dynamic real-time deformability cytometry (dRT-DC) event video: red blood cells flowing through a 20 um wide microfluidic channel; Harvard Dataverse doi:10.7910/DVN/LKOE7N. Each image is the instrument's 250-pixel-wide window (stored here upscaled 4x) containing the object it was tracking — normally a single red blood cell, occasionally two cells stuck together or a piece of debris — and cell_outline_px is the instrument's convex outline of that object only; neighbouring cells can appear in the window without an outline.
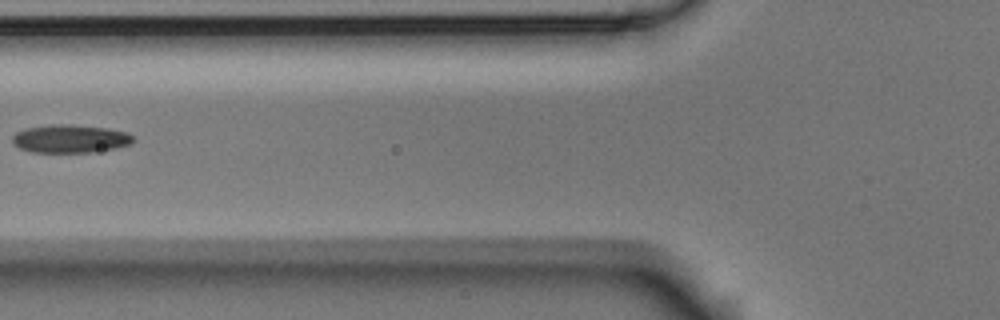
{"species": "Egyptian fruit bat (a non-hibernating species)", "species_latin": "Rousettus aegyptiacus", "temperature_condition": "room temperature", "stored_images_in_passage": 6, "camera_frame_rate_fps": 3000, "um_per_image_px": 0.085, "animal": {"sex": "male"}, "frame": {"image": 1, "passage_image": 6, "time_ms": 1.667, "image_size_px": [1000, 320], "cell_outline_px": [[132, 144], [116, 148], [92, 152], [32, 152], [20, 148], [12, 144], [12, 136], [16, 132], [24, 128], [48, 124], [72, 124], [108, 128], [128, 132], [132, 136]], "centroid_in_image_um": [5.94, 11.78], "position_along_channel_um": 119.9, "area_um2": 20.06}}